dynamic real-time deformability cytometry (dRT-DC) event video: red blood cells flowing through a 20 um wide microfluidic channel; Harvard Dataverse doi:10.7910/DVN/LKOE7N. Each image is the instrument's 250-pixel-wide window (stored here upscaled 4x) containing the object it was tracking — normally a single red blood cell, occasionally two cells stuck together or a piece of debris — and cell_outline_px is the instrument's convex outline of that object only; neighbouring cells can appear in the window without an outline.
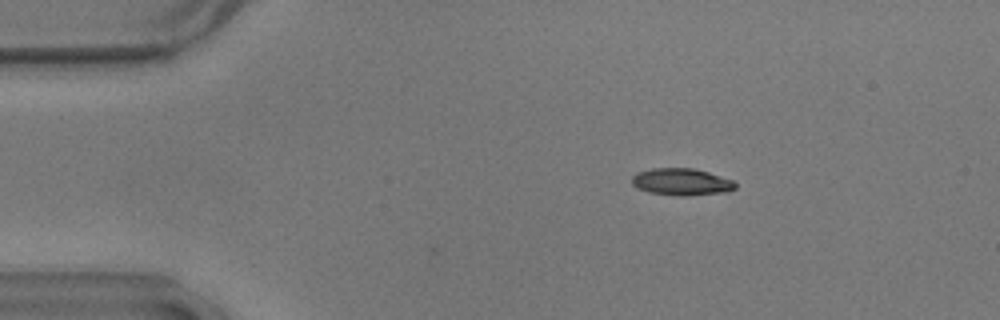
{"species": "common noctule bat (a hibernating species)", "species_latin": "Nyctalus noctula", "temperature_condition": "warm", "stored_images_in_passage": 37, "camera_frame_rate_fps": 3000, "um_per_image_px": 0.085, "animal": {"sex": "male", "body_mass_g": 17.9}, "frame": {"image": 1, "passage_image": 2, "time_ms": 0.333, "image_size_px": [1000, 320], "cell_outline_px": [[736, 188], [728, 192], [684, 196], [680, 196], [648, 192], [636, 188], [632, 184], [632, 176], [636, 172], [652, 168], [692, 168], [708, 172], [736, 180]], "centroid_in_image_um": [57.94, 15.46], "position_along_channel_um": 27.1, "area_um2": 16.53}}
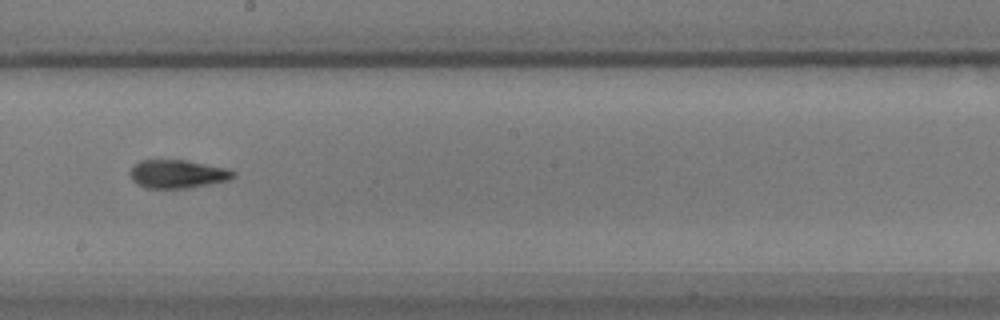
{"frame": {"image": 2, "passage_image": 24, "time_ms": 7.667, "image_size_px": [1000, 320], "cell_outline_px": [[236, 176], [228, 180], [188, 188], [144, 188], [136, 184], [132, 180], [128, 172], [140, 160], [188, 160], [228, 168], [236, 172]], "centroid_in_image_um": [15.09, 14.79], "position_along_channel_um": 233.1, "area_um2": 17.22}}
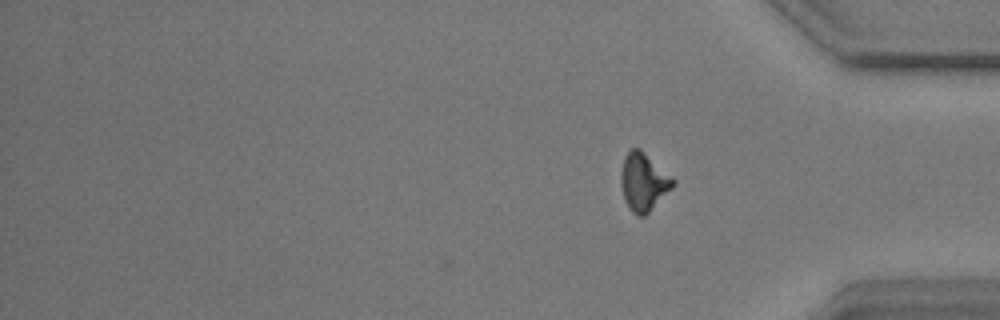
{"frame": {"image": 3, "passage_image": 37, "time_ms": 12.0, "image_size_px": [1000, 320], "cell_outline_px": [[676, 184], [644, 216], [636, 216], [628, 208], [624, 200], [620, 184], [620, 172], [624, 156], [632, 148], [640, 148], [672, 176], [676, 180]], "centroid_in_image_um": [54.68, 15.46], "position_along_channel_um": 380.5, "area_um2": 17.74}, "authors_computed_cell_mechanics": {"area_um2": 16.7042, "velocity_mm_per_s": 3.6126, "shape_relaxation_time_tau1_ms": 9.1856, "shape_relaxation_time_tau2_ms": 2.8149, "deformation_change_tau1": 0.2483, "deformation_change_tau2": 0.1011}}